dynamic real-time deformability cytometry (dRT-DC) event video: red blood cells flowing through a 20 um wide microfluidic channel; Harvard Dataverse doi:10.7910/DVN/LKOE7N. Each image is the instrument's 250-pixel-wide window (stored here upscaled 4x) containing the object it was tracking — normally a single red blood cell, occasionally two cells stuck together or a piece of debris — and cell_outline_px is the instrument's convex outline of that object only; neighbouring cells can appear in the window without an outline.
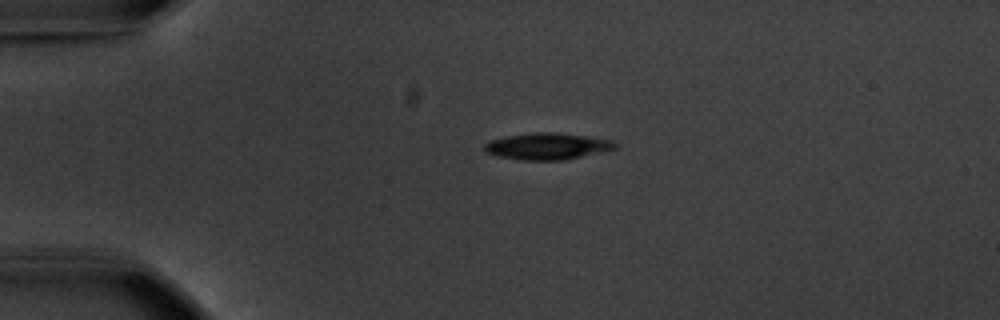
{"species": "common noctule bat (a hibernating species)", "species_latin": "Nyctalus noctula", "temperature_condition": "warm", "stored_images_in_passage": 2, "camera_frame_rate_fps": 3000, "um_per_image_px": 0.085, "animal": {"sex": "male", "body_mass_g": 20.1, "forearm_length_mm": 53.5}, "frame": {"image": 1, "passage_image": 1, "time_ms": 0.0, "image_size_px": [1000, 320], "cell_outline_px": [[616, 148], [564, 160], [520, 160], [496, 156], [484, 152], [484, 144], [488, 140], [504, 136], [532, 132], [552, 132], [588, 136], [612, 140], [616, 144]], "centroid_in_image_um": [46.43, 12.42], "position_along_channel_um": 38.6, "area_um2": 20.35}}